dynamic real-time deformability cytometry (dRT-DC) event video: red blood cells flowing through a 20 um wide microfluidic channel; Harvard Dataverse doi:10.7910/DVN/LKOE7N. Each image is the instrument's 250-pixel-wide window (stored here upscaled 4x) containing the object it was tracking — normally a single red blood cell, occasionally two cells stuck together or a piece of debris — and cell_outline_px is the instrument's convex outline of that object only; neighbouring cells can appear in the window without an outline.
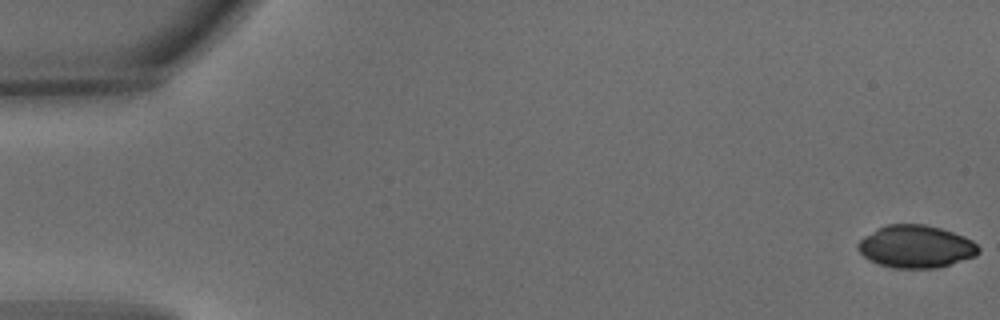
{"species": "common noctule bat (a hibernating species)", "species_latin": "Nyctalus noctula", "temperature_condition": "warm", "stored_images_in_passage": 6, "camera_frame_rate_fps": 3000, "um_per_image_px": 0.085, "animal": {"sex": "male", "body_mass_g": 15.6}, "frame": {"image": 1, "passage_image": 1, "time_ms": 0.0, "image_size_px": [1000, 320], "cell_outline_px": [[980, 252], [976, 256], [936, 268], [892, 268], [880, 264], [864, 256], [856, 248], [856, 244], [864, 236], [888, 224], [924, 224], [940, 228], [964, 236], [972, 240], [980, 248]], "centroid_in_image_um": [77.86, 20.96], "position_along_channel_um": 7.1, "area_um2": 29.71}}
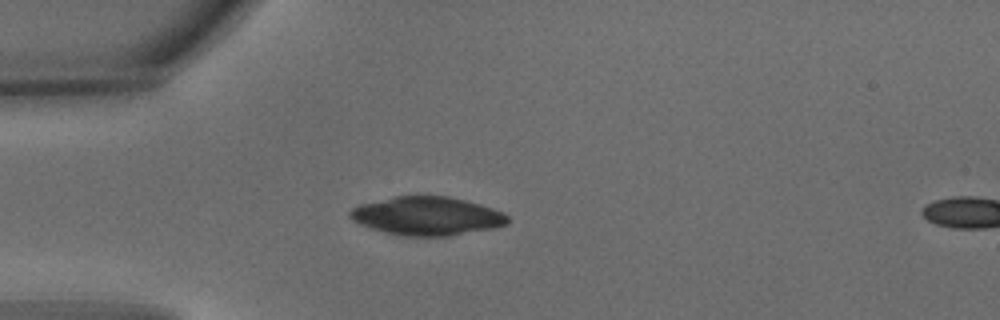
{"frame": {"image": 2, "passage_image": 5, "time_ms": 1.333, "image_size_px": [1000, 320], "cell_outline_px": [[508, 224], [496, 228], [448, 236], [404, 236], [384, 232], [360, 224], [352, 220], [348, 216], [348, 212], [352, 208], [360, 204], [396, 196], [448, 196], [480, 204], [504, 212], [508, 216]], "centroid_in_image_um": [36.31, 18.36], "position_along_channel_um": 48.7, "area_um2": 35.43}}